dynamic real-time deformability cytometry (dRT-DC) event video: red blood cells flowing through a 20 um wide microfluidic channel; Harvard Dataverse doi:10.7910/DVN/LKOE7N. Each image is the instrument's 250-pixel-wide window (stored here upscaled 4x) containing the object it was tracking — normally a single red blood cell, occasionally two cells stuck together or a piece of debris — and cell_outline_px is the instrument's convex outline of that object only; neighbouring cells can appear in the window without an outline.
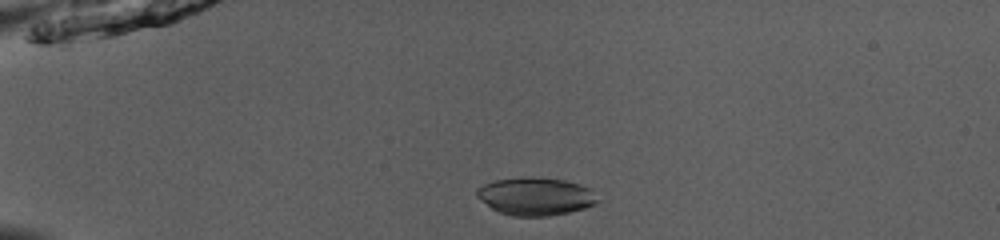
{"species": "common noctule bat (a hibernating species)", "species_latin": "Nyctalus noctula", "temperature_condition": "room temperature", "stored_images_in_passage": 51, "camera_frame_rate_fps": 3000, "um_per_image_px": 0.085, "animal": {"sex": "male", "body_mass_g": 13.0, "forearm_length_mm": 53.1}, "frame": {"image": 1, "passage_image": 12, "time_ms": 3.667, "image_size_px": [1000, 240], "cell_outline_px": [[600, 200], [596, 204], [584, 208], [568, 212], [548, 216], [512, 216], [500, 212], [492, 208], [476, 196], [476, 188], [484, 184], [496, 180], [520, 176], [524, 176], [564, 180], [580, 184], [588, 188]], "centroid_in_image_um": [45.51, 16.68], "position_along_channel_um": 39.5, "area_um2": 26.59}}
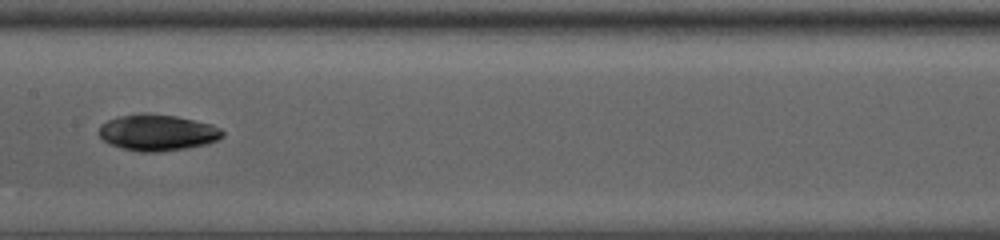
{"frame": {"image": 2, "passage_image": 27, "time_ms": 8.667, "image_size_px": [1000, 240], "cell_outline_px": [[224, 136], [220, 140], [208, 144], [188, 148], [156, 152], [140, 152], [124, 148], [112, 144], [104, 140], [100, 136], [100, 124], [108, 120], [120, 116], [140, 112], [176, 116], [212, 124], [220, 128], [224, 132]], "centroid_in_image_um": [13.44, 11.26], "position_along_channel_um": 194.0, "area_um2": 26.18}}
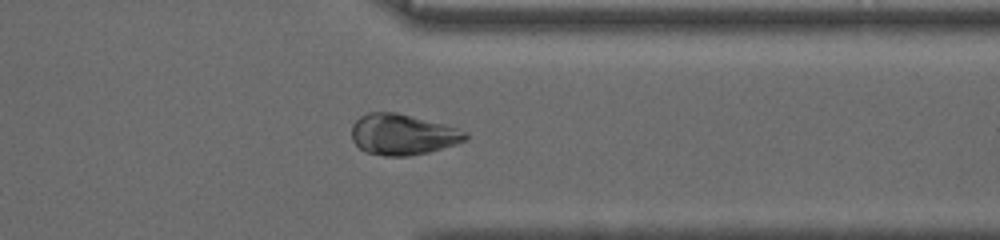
{"frame": {"image": 3, "passage_image": 41, "time_ms": 13.333, "image_size_px": [1000, 240], "cell_outline_px": [[468, 136], [464, 140], [456, 144], [428, 152], [412, 156], [384, 156], [364, 152], [352, 140], [352, 124], [360, 116], [368, 112], [396, 112], [444, 124], [468, 132]], "centroid_in_image_um": [34.2, 11.43], "position_along_channel_um": 377.2, "area_um2": 27.11}, "authors_computed_cell_mechanics": {"area_um2": 26.588, "velocity_mm_per_s": 3.9448, "shape_relaxation_time_tau1_ms": 3.4702, "shape_relaxation_time_tau2_ms": 6.8371, "deformation_change_tau1": 0.0918, "deformation_change_tau2": 0.0755}}